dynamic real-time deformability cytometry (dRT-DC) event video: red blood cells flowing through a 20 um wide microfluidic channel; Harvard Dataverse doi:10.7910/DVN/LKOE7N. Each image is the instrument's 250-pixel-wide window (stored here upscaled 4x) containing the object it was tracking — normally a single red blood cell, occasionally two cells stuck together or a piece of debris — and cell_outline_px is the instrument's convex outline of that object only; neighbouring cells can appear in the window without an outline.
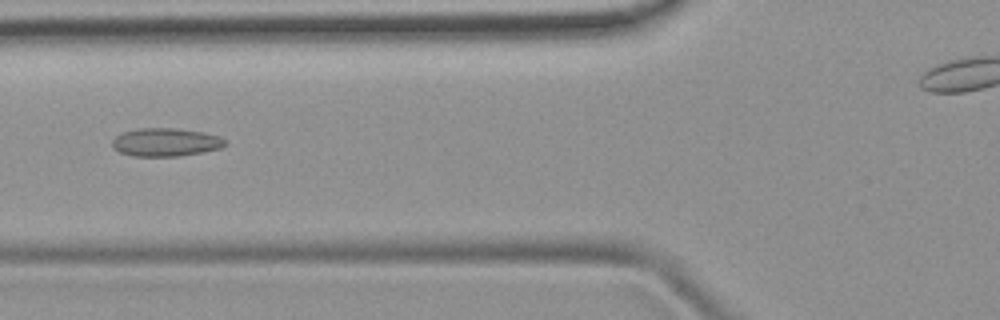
{"species": "common noctule bat (a hibernating species)", "species_latin": "Nyctalus noctula", "temperature_condition": "room temperature", "stored_images_in_passage": 44, "camera_frame_rate_fps": 3000, "um_per_image_px": 0.085, "animal": {"sex": "female", "body_mass_g": 19.9}, "frame": {"image": 1, "passage_image": 19, "time_ms": 6.0, "image_size_px": [1000, 320], "cell_outline_px": [[228, 144], [220, 148], [204, 152], [180, 156], [132, 156], [120, 152], [112, 148], [112, 140], [116, 136], [124, 132], [140, 128], [176, 128], [204, 132], [220, 136], [228, 140]], "centroid_in_image_um": [14.13, 12.09], "position_along_channel_um": 111.7, "area_um2": 18.79}}